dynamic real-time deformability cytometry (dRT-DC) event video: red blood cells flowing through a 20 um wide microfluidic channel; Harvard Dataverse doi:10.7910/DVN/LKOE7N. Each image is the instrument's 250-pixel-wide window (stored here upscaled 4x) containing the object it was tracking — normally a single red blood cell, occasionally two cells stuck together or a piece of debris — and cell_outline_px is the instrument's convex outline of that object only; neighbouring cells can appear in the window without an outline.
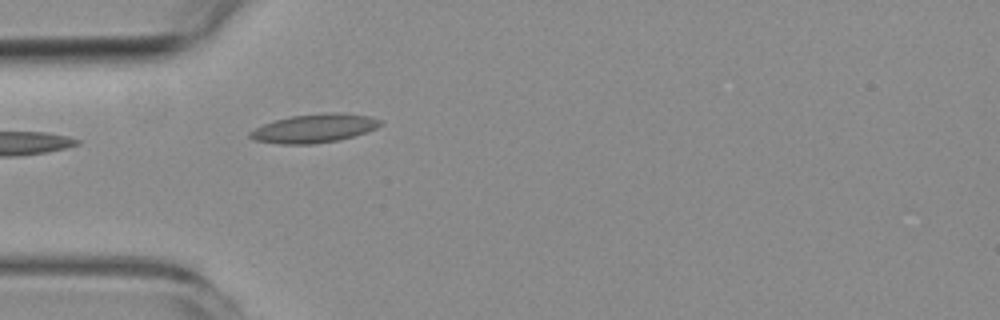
{"species": "common noctule bat (a hibernating species)", "species_latin": "Nyctalus noctula", "temperature_condition": "room temperature", "stored_images_in_passage": 4, "camera_frame_rate_fps": 3000, "um_per_image_px": 0.085, "animal": {"sex": "female", "body_mass_g": 19.3, "forearm_length_mm": 54.1}, "frame": {"image": 1, "passage_image": 4, "time_ms": 6.0, "image_size_px": [1000, 320], "cell_outline_px": [[384, 124], [376, 128], [352, 136], [336, 140], [316, 144], [280, 144], [256, 140], [248, 136], [248, 132], [264, 124], [276, 120], [292, 116], [324, 112], [344, 112], [368, 116], [384, 120]], "centroid_in_image_um": [26.75, 10.89], "position_along_channel_um": 58.3, "area_um2": 21.73}}